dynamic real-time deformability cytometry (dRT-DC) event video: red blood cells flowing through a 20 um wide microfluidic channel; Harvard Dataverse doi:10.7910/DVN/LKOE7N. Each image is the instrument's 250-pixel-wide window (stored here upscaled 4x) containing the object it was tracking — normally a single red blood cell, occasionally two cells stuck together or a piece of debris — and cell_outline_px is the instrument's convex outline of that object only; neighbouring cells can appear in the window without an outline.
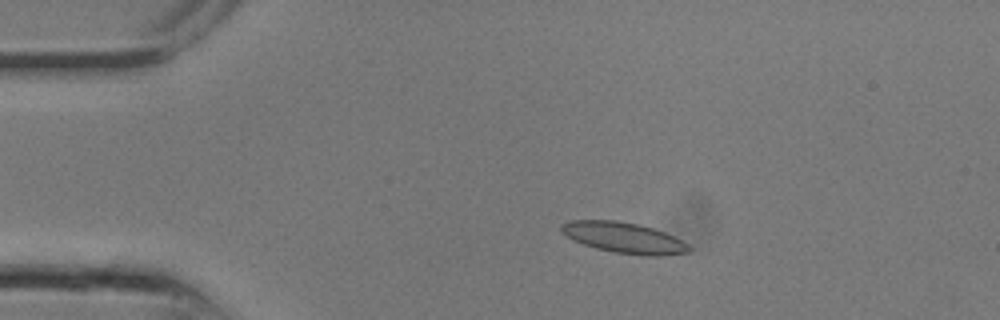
{"species": "common noctule bat (a hibernating species)", "species_latin": "Nyctalus noctula", "temperature_condition": "room temperature", "stored_images_in_passage": 22, "camera_frame_rate_fps": 3000, "um_per_image_px": 0.085, "animal": {"sex": "male", "body_mass_g": 13.3}, "frame": {"image": 1, "passage_image": 2, "time_ms": 0.333, "image_size_px": [1000, 320], "cell_outline_px": [[692, 252], [660, 256], [640, 256], [616, 252], [596, 248], [572, 240], [560, 232], [560, 228], [568, 220], [616, 220], [640, 224], [664, 232], [688, 244], [692, 248]], "centroid_in_image_um": [53.04, 20.21], "position_along_channel_um": 32.0, "area_um2": 23.0}}
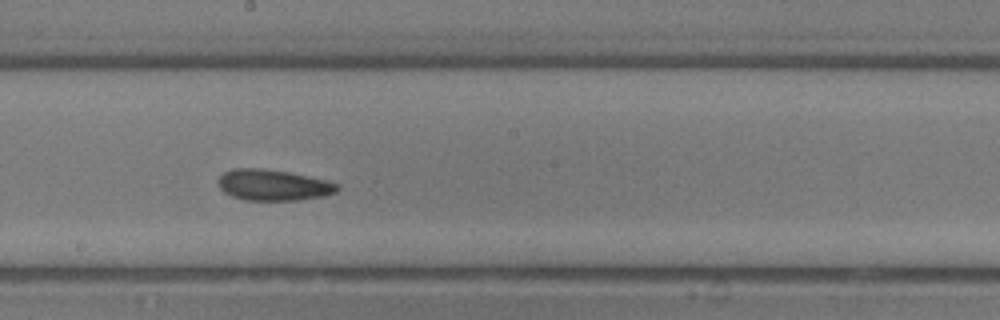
{"frame": {"image": 2, "passage_image": 11, "time_ms": 3.333, "image_size_px": [1000, 320], "cell_outline_px": [[340, 188], [336, 192], [324, 196], [296, 200], [244, 200], [232, 196], [224, 192], [216, 184], [216, 180], [224, 172], [232, 168], [260, 168], [288, 172], [328, 180], [340, 184]], "centroid_in_image_um": [23.21, 15.72], "position_along_channel_um": 225.0, "area_um2": 21.73}}
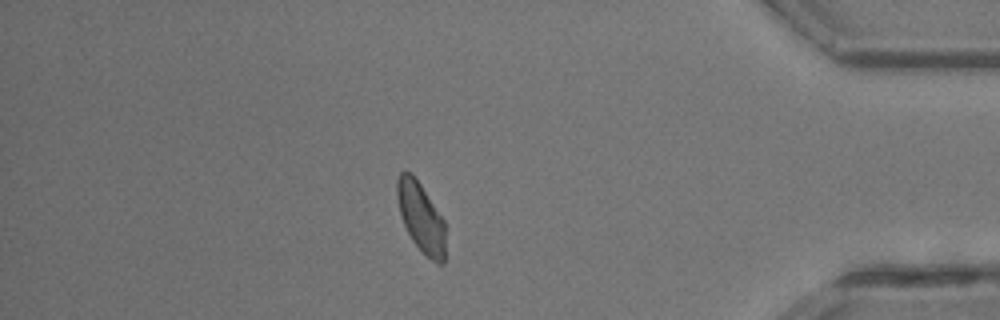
{"frame": {"image": 3, "passage_image": 19, "time_ms": 6.0, "image_size_px": [1000, 320], "cell_outline_px": [[444, 264], [436, 264], [412, 240], [400, 216], [396, 196], [396, 180], [400, 172], [404, 168], [412, 172], [444, 220]], "centroid_in_image_um": [35.74, 18.4], "position_along_channel_um": 399.5, "area_um2": 19.54}}